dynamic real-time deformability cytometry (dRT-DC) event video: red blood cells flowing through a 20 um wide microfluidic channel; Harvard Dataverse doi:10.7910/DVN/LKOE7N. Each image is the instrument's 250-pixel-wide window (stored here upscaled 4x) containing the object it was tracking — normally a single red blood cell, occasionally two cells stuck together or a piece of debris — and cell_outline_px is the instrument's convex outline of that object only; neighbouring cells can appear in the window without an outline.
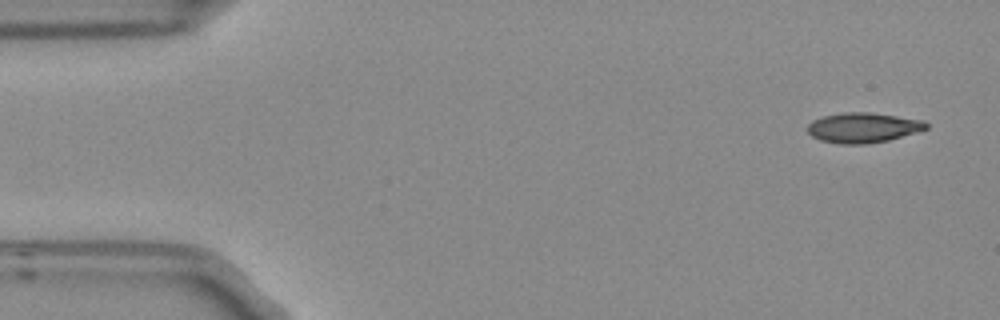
{"species": "Egyptian fruit bat (a non-hibernating species)", "species_latin": "Rousettus aegyptiacus", "temperature_condition": "room temperature", "stored_images_in_passage": 5, "camera_frame_rate_fps": 3000, "um_per_image_px": 0.085, "frame": {"image": 1, "passage_image": 1, "time_ms": 0.0, "image_size_px": [1000, 320], "cell_outline_px": [[928, 128], [916, 132], [888, 140], [868, 144], [840, 144], [820, 140], [812, 136], [808, 132], [808, 124], [812, 120], [824, 116], [844, 112], [872, 112], [924, 120], [928, 124]], "centroid_in_image_um": [73.36, 10.85], "position_along_channel_um": 11.6, "area_um2": 20.81}}
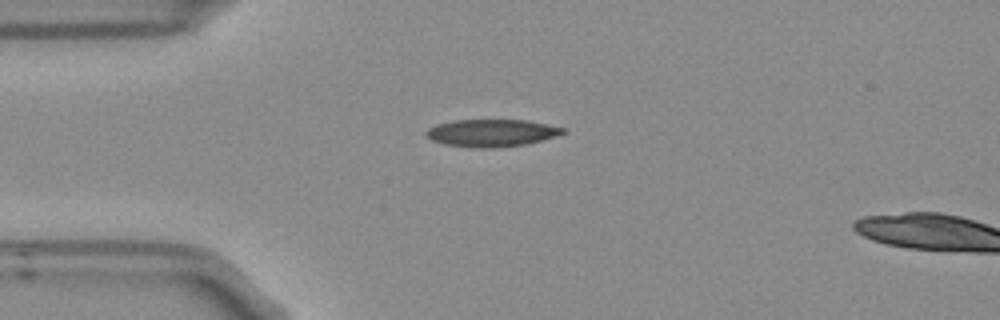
{"frame": {"image": 2, "passage_image": 4, "time_ms": 1.0, "image_size_px": [1000, 320], "cell_outline_px": [[568, 132], [556, 136], [524, 144], [496, 148], [472, 148], [444, 144], [432, 140], [424, 136], [424, 132], [428, 128], [436, 124], [456, 120], [528, 120], [548, 124], [564, 128]], "centroid_in_image_um": [41.75, 11.3], "position_along_channel_um": 43.2, "area_um2": 21.96}}
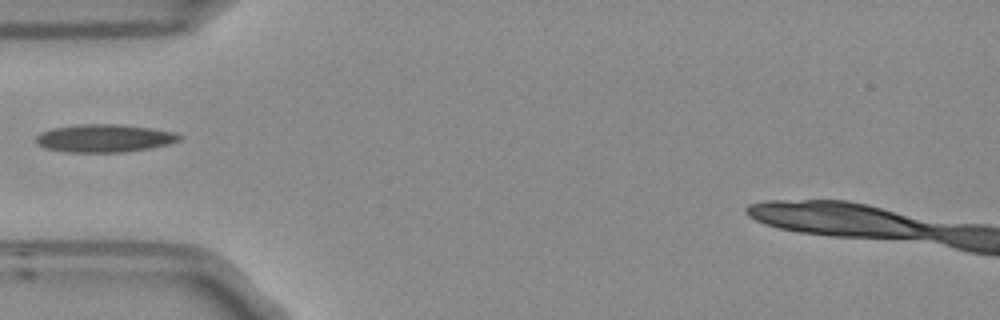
{"frame": {"image": 3, "passage_image": 5, "time_ms": 1.333, "image_size_px": [1000, 320], "cell_outline_px": [[180, 140], [168, 144], [148, 148], [124, 152], [64, 152], [44, 148], [36, 144], [36, 136], [40, 132], [52, 128], [80, 124], [120, 124], [152, 128], [176, 132], [180, 136]], "centroid_in_image_um": [8.83, 11.74], "position_along_channel_um": 76.2, "area_um2": 23.41}}